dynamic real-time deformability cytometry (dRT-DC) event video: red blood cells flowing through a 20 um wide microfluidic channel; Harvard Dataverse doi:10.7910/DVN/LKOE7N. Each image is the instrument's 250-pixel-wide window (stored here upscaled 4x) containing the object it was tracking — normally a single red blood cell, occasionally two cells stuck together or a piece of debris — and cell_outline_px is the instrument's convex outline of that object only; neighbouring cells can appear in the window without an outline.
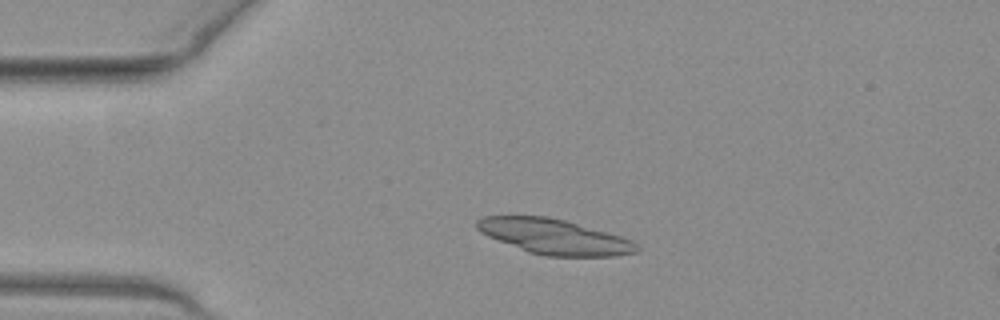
{"species": "common noctule bat (a hibernating species)", "species_latin": "Nyctalus noctula", "temperature_condition": "warm", "stored_images_in_passage": 40, "camera_frame_rate_fps": 3000, "um_per_image_px": 0.085, "animal": {"sex": "female", "body_mass_g": 19.3, "forearm_length_mm": 54.1}, "frame": {"image": 1, "passage_image": 1, "time_ms": 0.0, "image_size_px": [1000, 320], "cell_outline_px": [[640, 248], [636, 252], [616, 256], [544, 256], [528, 252], [488, 236], [480, 232], [476, 228], [476, 220], [484, 216], [548, 216], [564, 220], [620, 236], [632, 240]], "centroid_in_image_um": [47.09, 20.12], "position_along_channel_um": 37.9, "area_um2": 32.48}, "authors_computed_cell_mechanics": {"area_um2": 18.3515, "velocity_mm_per_s": 4.0128, "shape_relaxation_time_tau1_ms": 2.9066, "shape_relaxation_time_tau2_ms": 4.6718, "deformation_change_tau1": 0.1062, "deformation_change_tau2": 0.1238}}